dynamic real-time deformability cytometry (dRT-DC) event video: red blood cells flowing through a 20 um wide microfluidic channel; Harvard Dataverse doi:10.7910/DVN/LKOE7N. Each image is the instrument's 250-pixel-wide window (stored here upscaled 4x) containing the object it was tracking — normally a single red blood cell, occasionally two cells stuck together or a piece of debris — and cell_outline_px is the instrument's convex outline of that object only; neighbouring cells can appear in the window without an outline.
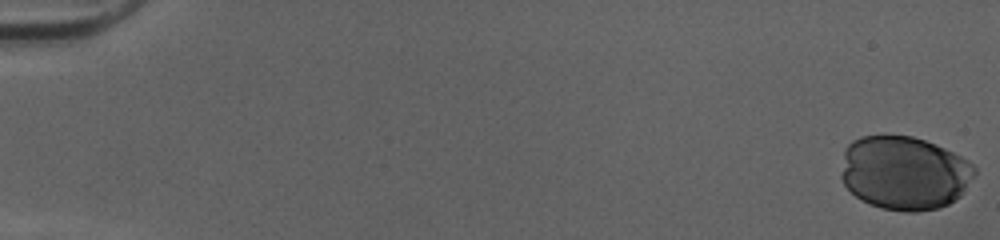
{"species": "human", "species_latin": "Homo sapiens", "temperature_condition": "cold", "stored_images_in_passage": 43, "camera_frame_rate_fps": 3000, "um_per_image_px": 0.085, "donor": {"sex": "female"}, "frame": {"image": 1, "passage_image": 1, "time_ms": 0.0, "image_size_px": [1000, 240], "cell_outline_px": [[976, 172], [964, 192], [960, 196], [948, 204], [940, 208], [916, 212], [904, 212], [880, 208], [860, 200], [844, 184], [840, 176], [844, 148], [852, 140], [860, 136], [912, 136], [924, 140], [944, 148], [968, 160], [976, 168]], "centroid_in_image_um": [76.85, 14.71], "position_along_channel_um": 8.1, "area_um2": 57.68}}
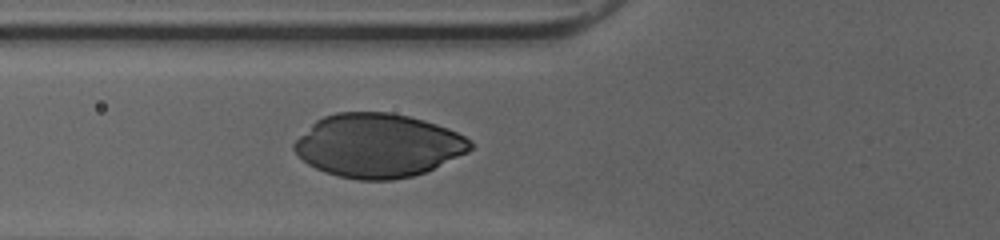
{"frame": {"image": 2, "passage_image": 21, "time_ms": 6.667, "image_size_px": [1000, 240], "cell_outline_px": [[472, 148], [468, 152], [424, 172], [412, 176], [392, 180], [360, 180], [340, 176], [324, 172], [308, 164], [292, 148], [292, 144], [316, 120], [324, 116], [336, 112], [392, 112], [424, 120], [448, 128], [472, 140]], "centroid_in_image_um": [32.13, 12.36], "position_along_channel_um": 93.7, "area_um2": 65.08}}
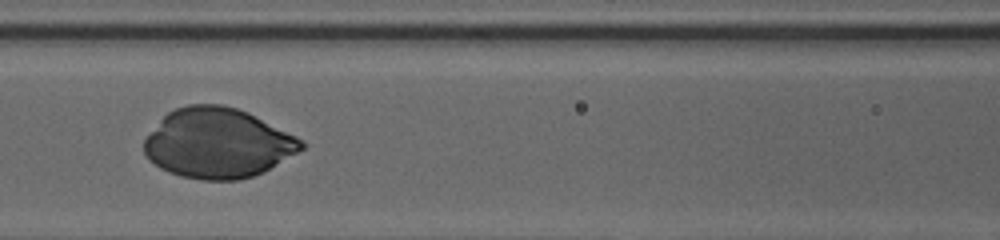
{"frame": {"image": 3, "passage_image": 25, "time_ms": 8.0, "image_size_px": [1000, 240], "cell_outline_px": [[308, 144], [304, 148], [264, 172], [240, 180], [200, 180], [180, 176], [168, 172], [160, 168], [148, 160], [144, 152], [144, 140], [160, 120], [168, 112], [176, 108], [188, 104], [224, 104], [248, 112], [304, 140]], "centroid_in_image_um": [18.51, 12.17], "position_along_channel_um": 148.1, "area_um2": 64.22}}